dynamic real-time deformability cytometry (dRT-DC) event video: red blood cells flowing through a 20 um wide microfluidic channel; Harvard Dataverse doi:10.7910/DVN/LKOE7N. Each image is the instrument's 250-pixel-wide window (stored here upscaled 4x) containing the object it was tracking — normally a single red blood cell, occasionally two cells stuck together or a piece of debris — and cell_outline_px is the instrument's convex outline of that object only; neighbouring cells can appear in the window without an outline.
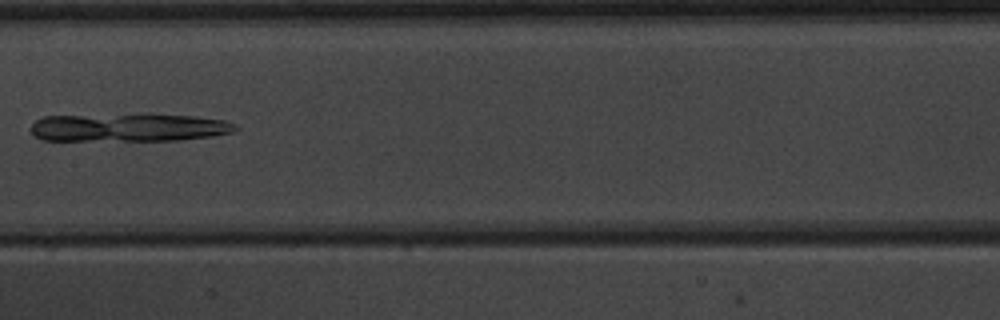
{"species": "common noctule bat (a hibernating species)", "species_latin": "Nyctalus noctula", "temperature_condition": "warm", "stored_images_in_passage": 7, "camera_frame_rate_fps": 3000, "um_per_image_px": 0.085, "animal": {"sex": "male", "body_mass_g": 20.1, "forearm_length_mm": 53.5}, "frame": {"image": 1, "passage_image": 7, "time_ms": 7.667, "image_size_px": [1000, 320], "cell_outline_px": [[240, 128], [232, 132], [212, 136], [180, 140], [40, 140], [32, 132], [32, 124], [36, 120], [44, 116], [196, 116], [224, 120], [236, 124]], "centroid_in_image_um": [10.98, 10.87], "position_along_channel_um": 196.4, "area_um2": 32.43}}